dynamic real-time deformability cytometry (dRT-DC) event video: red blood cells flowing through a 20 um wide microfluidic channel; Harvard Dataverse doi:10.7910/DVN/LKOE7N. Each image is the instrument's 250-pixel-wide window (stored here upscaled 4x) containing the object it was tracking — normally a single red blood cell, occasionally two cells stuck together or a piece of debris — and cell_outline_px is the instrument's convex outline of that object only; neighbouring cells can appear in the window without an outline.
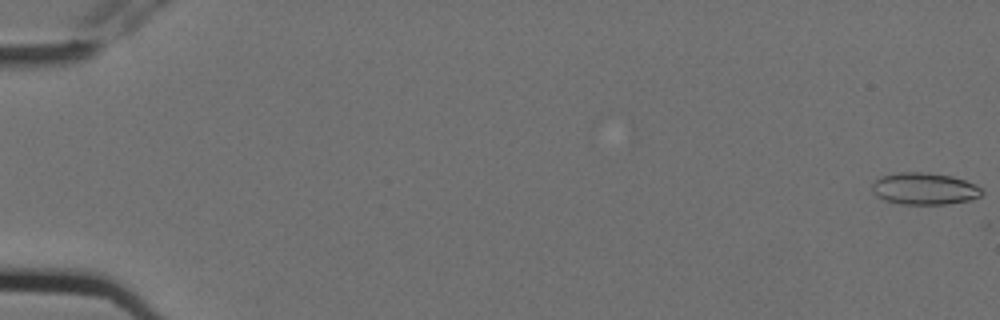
{"species": "Egyptian fruit bat (a non-hibernating species)", "species_latin": "Rousettus aegyptiacus", "temperature_condition": "cold", "stored_images_in_passage": 7, "camera_frame_rate_fps": 3000, "um_per_image_px": 0.085, "animal": {"sex": "female"}, "frame": {"image": 1, "passage_image": 1, "time_ms": 0.0, "image_size_px": [1000, 320], "cell_outline_px": [[984, 192], [980, 196], [968, 200], [948, 204], [900, 204], [884, 200], [876, 196], [872, 192], [872, 184], [880, 176], [896, 172], [924, 172], [952, 176], [976, 184], [984, 188]], "centroid_in_image_um": [78.57, 16.03], "position_along_channel_um": 6.4, "area_um2": 20.63}}
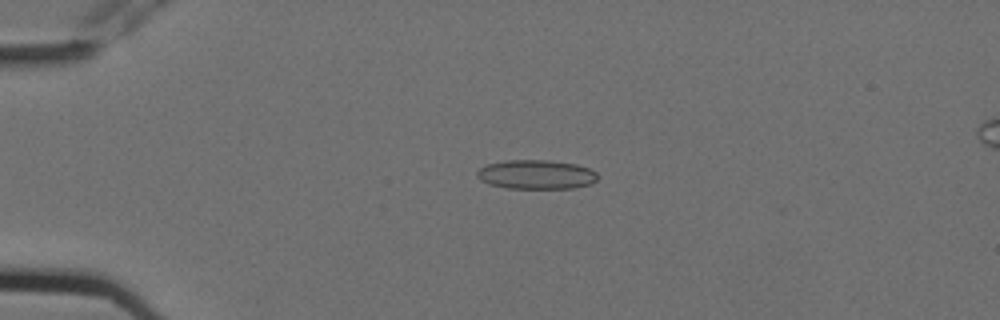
{"frame": {"image": 2, "passage_image": 5, "time_ms": 1.333, "image_size_px": [1000, 320], "cell_outline_px": [[596, 180], [592, 184], [572, 188], [508, 188], [488, 184], [480, 180], [476, 176], [476, 172], [480, 168], [488, 164], [504, 160], [548, 160], [576, 164], [588, 168], [596, 172]], "centroid_in_image_um": [45.55, 14.83], "position_along_channel_um": 39.4, "area_um2": 20.52}}
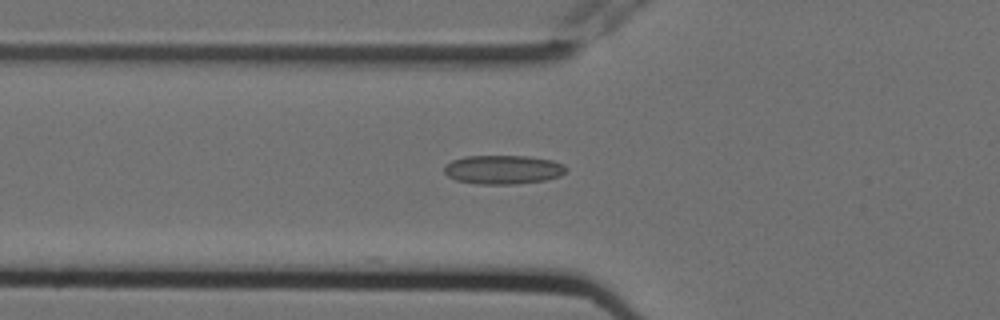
{"frame": {"image": 3, "passage_image": 7, "time_ms": 2.0, "image_size_px": [1000, 320], "cell_outline_px": [[568, 168], [560, 176], [544, 180], [516, 184], [476, 184], [456, 180], [448, 176], [444, 172], [444, 164], [452, 160], [464, 156], [528, 156], [552, 160], [564, 164]], "centroid_in_image_um": [42.74, 14.41], "position_along_channel_um": 83.1, "area_um2": 20.69}}